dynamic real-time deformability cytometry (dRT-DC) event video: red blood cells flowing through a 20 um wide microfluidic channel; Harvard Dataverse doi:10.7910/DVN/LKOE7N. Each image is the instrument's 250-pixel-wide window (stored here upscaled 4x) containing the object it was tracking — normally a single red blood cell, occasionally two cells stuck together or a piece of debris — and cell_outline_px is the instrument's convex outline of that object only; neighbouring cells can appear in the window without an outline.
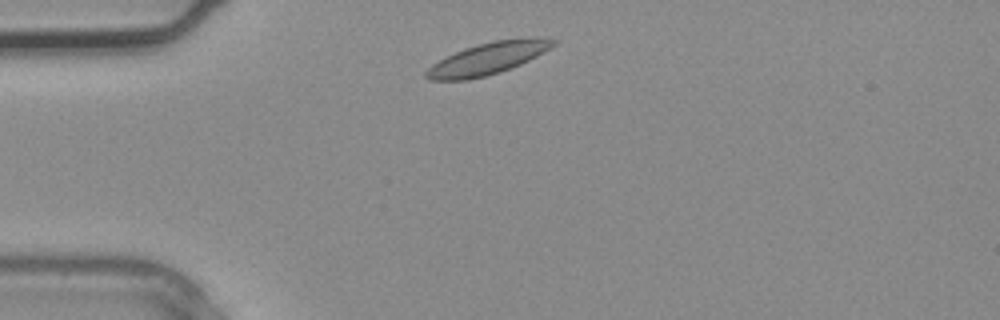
{"species": "common noctule bat (a hibernating species)", "species_latin": "Nyctalus noctula", "temperature_condition": "warm", "stored_images_in_passage": 1, "camera_frame_rate_fps": 3000, "um_per_image_px": 0.085, "animal": {"sex": "male", "body_mass_g": 20.4}, "frame": {"image": 1, "passage_image": 1, "time_ms": 0.0, "image_size_px": [1000, 320], "cell_outline_px": [[556, 44], [536, 56], [520, 64], [500, 72], [468, 80], [432, 80], [424, 76], [424, 72], [432, 64], [464, 48], [492, 40], [524, 36], [536, 36], [556, 40]], "centroid_in_image_um": [41.49, 4.94], "position_along_channel_um": 43.5, "area_um2": 23.7}}